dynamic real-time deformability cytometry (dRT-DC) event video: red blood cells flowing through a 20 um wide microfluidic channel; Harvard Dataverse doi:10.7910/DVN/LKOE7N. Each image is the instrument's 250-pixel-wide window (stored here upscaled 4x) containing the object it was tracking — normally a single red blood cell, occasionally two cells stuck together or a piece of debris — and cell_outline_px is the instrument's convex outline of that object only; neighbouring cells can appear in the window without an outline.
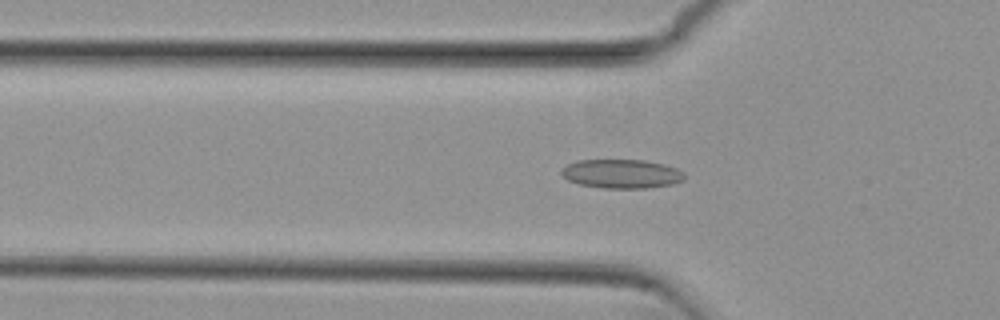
{"species": "common noctule bat (a hibernating species)", "species_latin": "Nyctalus noctula", "temperature_condition": "cold", "stored_images_in_passage": 53, "camera_frame_rate_fps": 3000, "um_per_image_px": 0.085, "animal": {"sex": "female", "body_mass_g": 29.2, "forearm_length_mm": 56.3}, "frame": {"image": 1, "passage_image": 17, "time_ms": 5.333, "image_size_px": [1000, 320], "cell_outline_px": [[684, 180], [672, 184], [644, 188], [604, 188], [580, 184], [568, 180], [560, 172], [560, 168], [568, 164], [580, 160], [644, 160], [664, 164], [676, 168], [684, 172]], "centroid_in_image_um": [52.83, 14.77], "position_along_channel_um": 73.0, "area_um2": 20.69}}
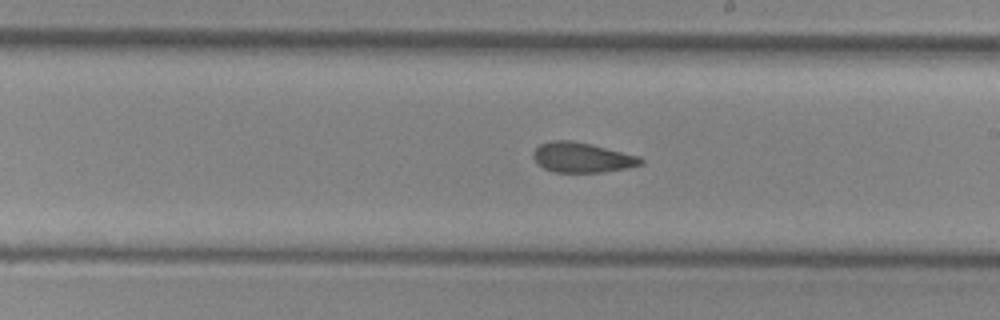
{"frame": {"image": 2, "passage_image": 30, "time_ms": 9.667, "image_size_px": [1000, 320], "cell_outline_px": [[644, 164], [628, 168], [604, 172], [552, 172], [544, 168], [532, 156], [532, 152], [540, 144], [552, 140], [572, 140], [640, 156], [644, 160]], "centroid_in_image_um": [49.49, 13.39], "position_along_channel_um": 239.5, "area_um2": 18.79}}
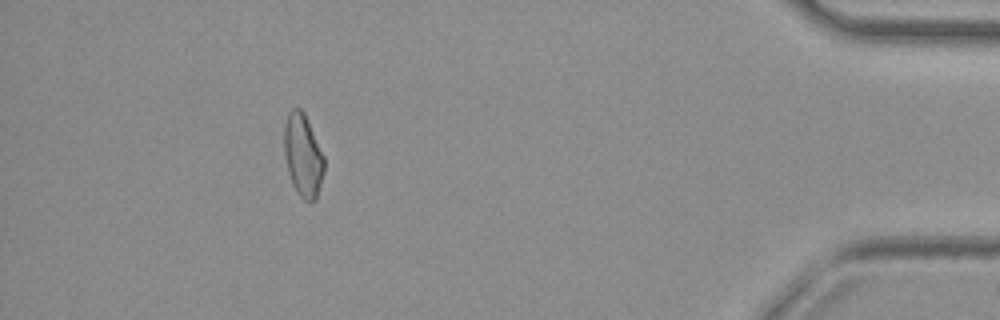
{"frame": {"image": 3, "passage_image": 48, "time_ms": 15.667, "image_size_px": [1000, 320], "cell_outline_px": [[324, 172], [316, 200], [304, 200], [296, 192], [292, 184], [284, 156], [284, 124], [288, 112], [292, 108], [300, 108], [304, 112], [308, 120], [324, 156]], "centroid_in_image_um": [25.74, 13.19], "position_along_channel_um": 409.5, "area_um2": 19.36}, "authors_computed_cell_mechanics": {"area_um2": 19.652, "velocity_mm_per_s": 3.8284, "shape_relaxation_time_tau1_ms": null, "shape_relaxation_time_tau2_ms": 2.4034, "deformation_change_tau1": null, "deformation_change_tau2": 0.0977}}